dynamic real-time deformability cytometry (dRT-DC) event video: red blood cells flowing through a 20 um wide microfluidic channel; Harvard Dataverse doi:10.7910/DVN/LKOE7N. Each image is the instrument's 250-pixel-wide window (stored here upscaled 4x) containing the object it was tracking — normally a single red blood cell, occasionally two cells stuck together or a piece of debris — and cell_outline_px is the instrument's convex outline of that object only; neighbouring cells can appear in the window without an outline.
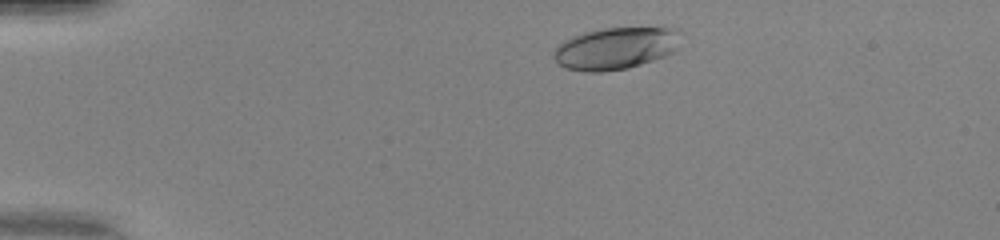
{"species": "human", "species_latin": "Homo sapiens", "temperature_condition": "warm", "stored_images_in_passage": 44, "camera_frame_rate_fps": 3000, "um_per_image_px": 0.085, "donor": {"sex": "female"}, "frame": {"image": 1, "passage_image": 4, "time_ms": 1.0, "image_size_px": [1000, 240], "cell_outline_px": [[680, 32], [676, 48], [672, 52], [664, 56], [628, 68], [604, 72], [584, 72], [564, 68], [556, 64], [552, 56], [552, 52], [564, 40], [572, 36], [584, 32], [604, 28], [680, 28]], "centroid_in_image_um": [52.26, 4.12], "position_along_channel_um": 32.7, "area_um2": 31.21}}
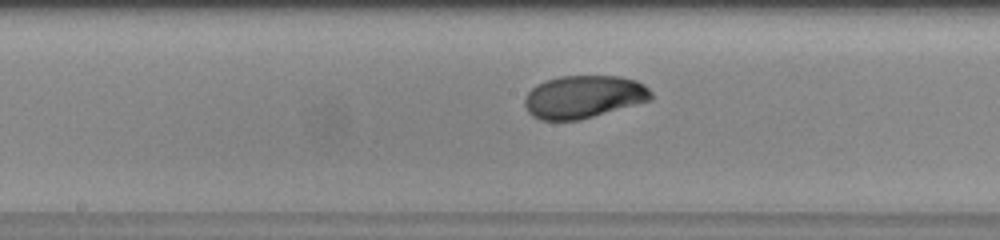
{"frame": {"image": 2, "passage_image": 21, "time_ms": 6.667, "image_size_px": [1000, 240], "cell_outline_px": [[652, 100], [580, 120], [540, 120], [532, 116], [528, 112], [524, 104], [524, 96], [536, 84], [560, 76], [620, 76], [636, 80], [644, 84], [652, 92]], "centroid_in_image_um": [49.61, 8.23], "position_along_channel_um": 198.6, "area_um2": 31.67}}
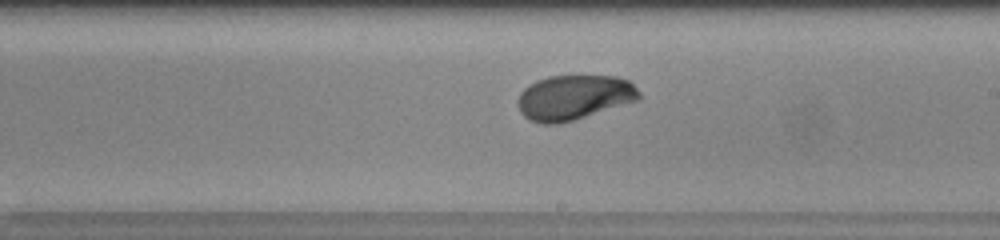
{"frame": {"image": 3, "passage_image": 24, "time_ms": 7.667, "image_size_px": [1000, 240], "cell_outline_px": [[640, 100], [572, 120], [556, 124], [540, 124], [524, 116], [520, 112], [520, 92], [528, 84], [536, 80], [548, 76], [616, 76], [628, 80], [640, 92]], "centroid_in_image_um": [48.8, 8.27], "position_along_channel_um": 240.2, "area_um2": 31.5}, "authors_computed_cell_mechanics": {"area_um2": 31.0964, "velocity_mm_per_s": 4.1751, "shape_relaxation_time_tau1_ms": 2.4891, "shape_relaxation_time_tau2_ms": null, "deformation_change_tau1": 0.1318, "deformation_change_tau2": null}}